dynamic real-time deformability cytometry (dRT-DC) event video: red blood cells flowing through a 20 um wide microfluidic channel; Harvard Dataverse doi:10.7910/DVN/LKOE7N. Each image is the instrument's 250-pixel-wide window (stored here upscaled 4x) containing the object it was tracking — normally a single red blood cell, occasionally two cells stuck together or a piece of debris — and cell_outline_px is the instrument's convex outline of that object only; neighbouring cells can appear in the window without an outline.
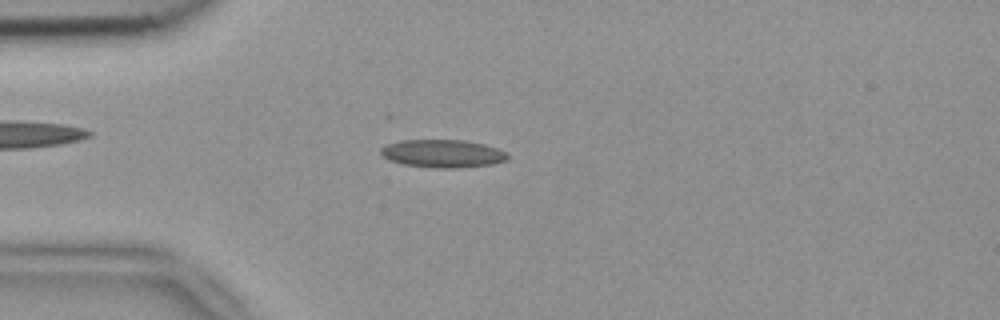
{"species": "common noctule bat (a hibernating species)", "species_latin": "Nyctalus noctula", "temperature_condition": "room temperature", "stored_images_in_passage": 3, "camera_frame_rate_fps": 3000, "um_per_image_px": 0.085, "animal": {"sex": "female", "body_mass_g": 18.4}, "frame": {"image": 1, "passage_image": 2, "time_ms": 0.333, "image_size_px": [1000, 320], "cell_outline_px": [[508, 160], [492, 164], [460, 168], [432, 168], [404, 164], [388, 160], [380, 152], [380, 148], [388, 144], [400, 140], [464, 140], [484, 144], [496, 148], [504, 152], [508, 156]], "centroid_in_image_um": [37.62, 13.06], "position_along_channel_um": 47.4, "area_um2": 20.63}}